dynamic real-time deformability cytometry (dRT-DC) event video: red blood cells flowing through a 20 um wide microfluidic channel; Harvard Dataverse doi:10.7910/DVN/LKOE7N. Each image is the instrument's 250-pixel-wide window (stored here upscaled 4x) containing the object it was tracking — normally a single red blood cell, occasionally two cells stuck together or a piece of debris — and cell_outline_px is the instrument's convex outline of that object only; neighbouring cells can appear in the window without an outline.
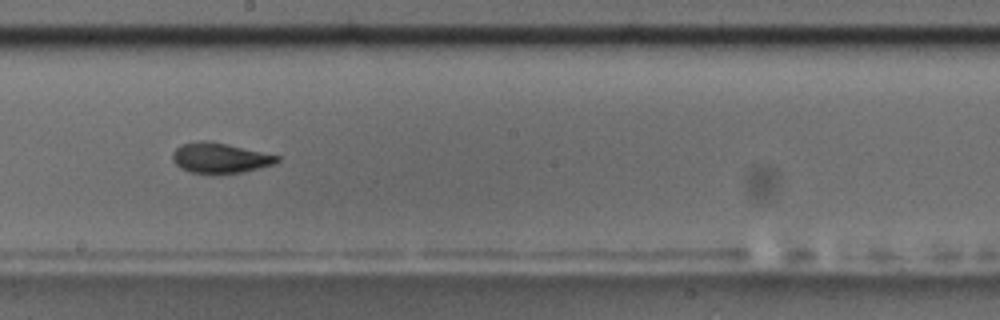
{"species": "common noctule bat (a hibernating species)", "species_latin": "Nyctalus noctula", "temperature_condition": "room temperature", "stored_images_in_passage": 23, "camera_frame_rate_fps": 3000, "um_per_image_px": 0.085, "animal": {"sex": "male", "body_mass_g": 17.5, "forearm_length_mm": 52.3}, "frame": {"image": 1, "passage_image": 17, "time_ms": 5.333, "image_size_px": [1000, 320], "cell_outline_px": [[280, 160], [272, 164], [244, 172], [216, 176], [192, 172], [180, 168], [172, 160], [172, 152], [180, 144], [204, 140], [208, 140], [228, 144], [280, 156]], "centroid_in_image_um": [18.66, 13.45], "position_along_channel_um": 229.5, "area_um2": 18.84}}
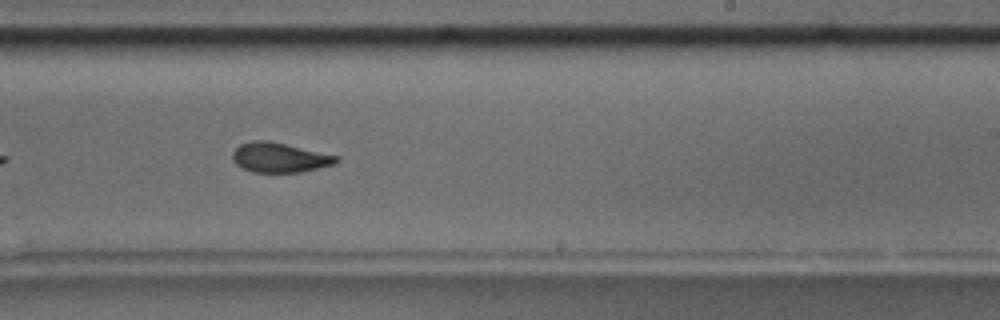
{"frame": {"image": 2, "passage_image": 20, "time_ms": 6.333, "image_size_px": [1000, 320], "cell_outline_px": [[340, 160], [336, 164], [300, 172], [252, 172], [236, 164], [232, 160], [232, 152], [240, 144], [252, 140], [268, 140], [340, 156]], "centroid_in_image_um": [23.78, 13.38], "position_along_channel_um": 265.2, "area_um2": 18.09}}